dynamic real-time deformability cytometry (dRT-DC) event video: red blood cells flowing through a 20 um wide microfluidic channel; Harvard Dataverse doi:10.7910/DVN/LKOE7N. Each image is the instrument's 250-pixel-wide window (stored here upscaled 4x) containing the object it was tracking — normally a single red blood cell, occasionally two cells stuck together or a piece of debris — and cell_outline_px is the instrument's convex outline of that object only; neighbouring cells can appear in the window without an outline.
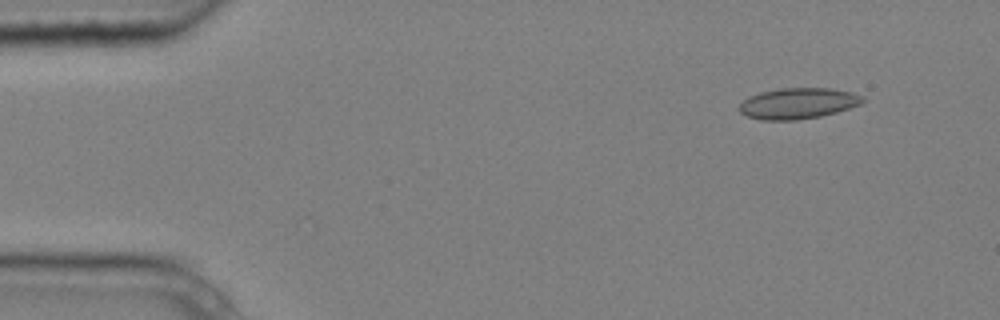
{"species": "common noctule bat (a hibernating species)", "species_latin": "Nyctalus noctula", "temperature_condition": "cold", "stored_images_in_passage": 4, "camera_frame_rate_fps": 3000, "um_per_image_px": 0.085, "animal": {"sex": "male", "body_mass_g": 20.4}, "frame": {"image": 1, "passage_image": 1, "time_ms": 0.0, "image_size_px": [1000, 320], "cell_outline_px": [[868, 100], [860, 104], [836, 112], [820, 116], [796, 120], [760, 120], [748, 116], [740, 112], [740, 104], [748, 96], [760, 92], [780, 88], [832, 88], [852, 92], [864, 96]], "centroid_in_image_um": [67.86, 8.78], "position_along_channel_um": 17.1, "area_um2": 22.31}}
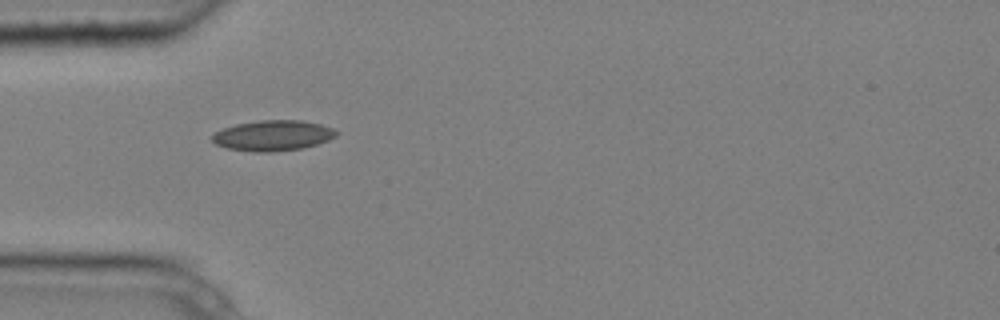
{"frame": {"image": 2, "passage_image": 4, "time_ms": 1.0, "image_size_px": [1000, 320], "cell_outline_px": [[340, 132], [336, 136], [328, 140], [304, 148], [272, 152], [252, 152], [228, 148], [216, 144], [212, 140], [212, 136], [216, 132], [224, 128], [236, 124], [260, 120], [300, 120], [320, 124], [332, 128]], "centroid_in_image_um": [23.22, 11.52], "position_along_channel_um": 61.8, "area_um2": 22.02}}